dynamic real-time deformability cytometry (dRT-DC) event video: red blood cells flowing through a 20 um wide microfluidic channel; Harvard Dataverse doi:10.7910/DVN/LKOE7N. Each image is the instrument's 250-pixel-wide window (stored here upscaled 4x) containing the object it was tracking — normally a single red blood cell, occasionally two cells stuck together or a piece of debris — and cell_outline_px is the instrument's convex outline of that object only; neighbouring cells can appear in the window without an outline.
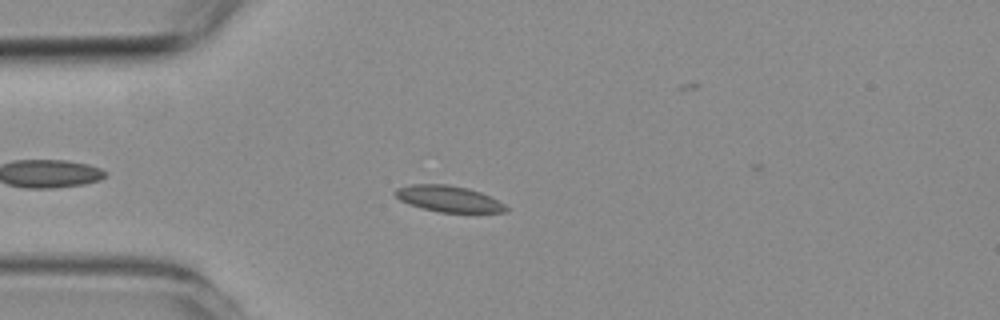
{"species": "common noctule bat (a hibernating species)", "species_latin": "Nyctalus noctula", "temperature_condition": "room temperature", "stored_images_in_passage": 2, "camera_frame_rate_fps": 3000, "um_per_image_px": 0.085, "animal": {"sex": "female", "body_mass_g": 19.3, "forearm_length_mm": 54.1}, "frame": {"image": 1, "passage_image": 2, "time_ms": 5.0, "image_size_px": [1000, 320], "cell_outline_px": [[508, 212], [440, 212], [408, 204], [400, 200], [392, 192], [396, 188], [412, 184], [448, 184], [468, 188], [480, 192], [504, 204], [508, 208]], "centroid_in_image_um": [38.09, 16.89], "position_along_channel_um": 46.9, "area_um2": 16.76}}